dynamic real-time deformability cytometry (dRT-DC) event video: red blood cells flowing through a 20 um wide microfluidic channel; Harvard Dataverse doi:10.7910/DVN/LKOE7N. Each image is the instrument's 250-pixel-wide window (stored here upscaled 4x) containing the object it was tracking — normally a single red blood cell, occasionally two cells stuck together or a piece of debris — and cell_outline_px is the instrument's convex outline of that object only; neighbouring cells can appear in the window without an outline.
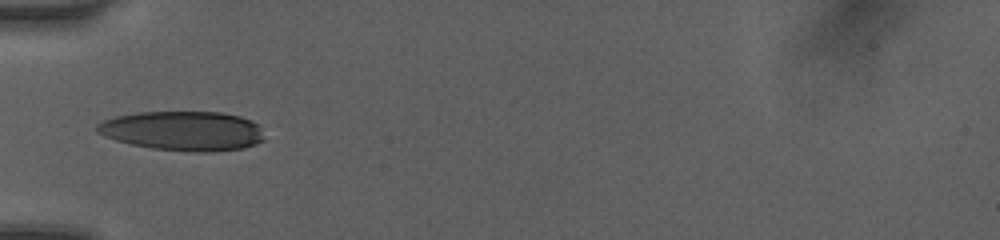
{"species": "human", "species_latin": "Homo sapiens", "temperature_condition": "room temperature", "stored_images_in_passage": 16, "camera_frame_rate_fps": 3000, "um_per_image_px": 0.085, "donor": {"sex": "female"}, "frame": {"image": 1, "passage_image": 1, "time_ms": 0.0, "image_size_px": [1000, 240], "cell_outline_px": [[264, 140], [256, 144], [244, 148], [208, 152], [196, 152], [152, 148], [132, 144], [116, 140], [104, 136], [96, 132], [96, 124], [104, 120], [116, 116], [136, 112], [220, 112], [240, 116], [252, 120], [260, 124]], "centroid_in_image_um": [15.57, 11.12], "position_along_channel_um": 69.4, "area_um2": 38.67}}
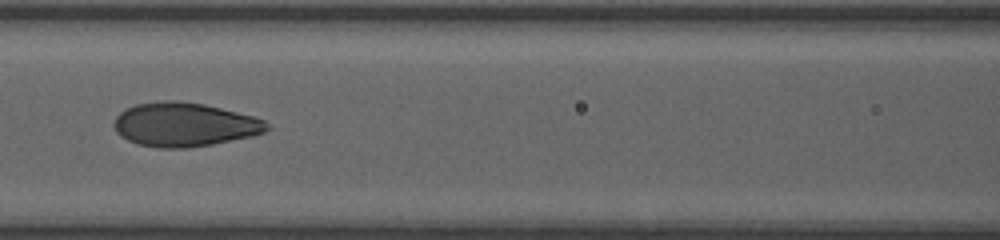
{"frame": {"image": 2, "passage_image": 9, "time_ms": 2.0, "image_size_px": [1000, 240], "cell_outline_px": [[272, 128], [264, 132], [252, 136], [212, 144], [188, 148], [160, 148], [136, 144], [120, 136], [116, 132], [112, 124], [116, 116], [124, 108], [136, 104], [164, 100], [176, 100], [204, 104], [256, 116], [264, 120]], "centroid_in_image_um": [15.66, 10.58], "position_along_channel_um": 150.9, "area_um2": 39.54}}
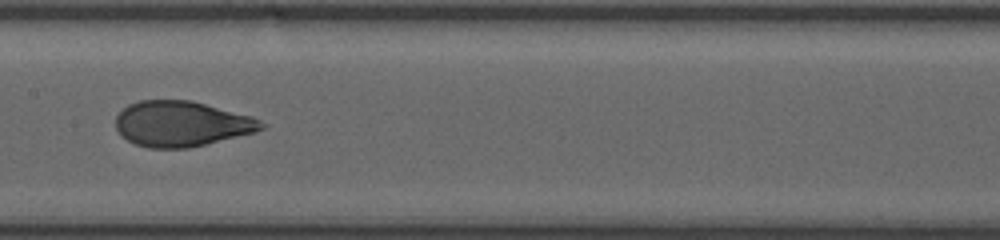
{"frame": {"image": 3, "passage_image": 13, "time_ms": 3.0, "image_size_px": [1000, 240], "cell_outline_px": [[268, 124], [264, 128], [256, 132], [188, 148], [148, 148], [136, 144], [120, 136], [116, 128], [116, 116], [128, 104], [140, 100], [192, 100], [252, 116]], "centroid_in_image_um": [15.44, 10.52], "position_along_channel_um": 192.0, "area_um2": 38.73}}